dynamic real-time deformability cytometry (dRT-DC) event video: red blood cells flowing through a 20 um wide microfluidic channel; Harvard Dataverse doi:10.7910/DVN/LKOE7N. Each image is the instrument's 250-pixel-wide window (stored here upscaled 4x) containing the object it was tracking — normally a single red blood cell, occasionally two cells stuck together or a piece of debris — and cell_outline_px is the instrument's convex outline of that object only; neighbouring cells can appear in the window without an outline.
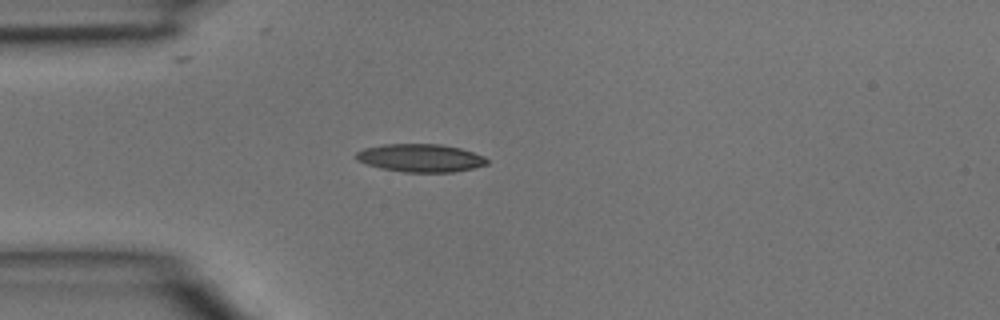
{"species": "common noctule bat (a hibernating species)", "species_latin": "Nyctalus noctula", "temperature_condition": "room temperature", "stored_images_in_passage": 1, "camera_frame_rate_fps": 3000, "um_per_image_px": 0.085, "animal": {"sex": "male", "body_mass_g": 15.6}, "frame": {"image": 1, "passage_image": 1, "time_ms": 0.0, "image_size_px": [1000, 320], "cell_outline_px": [[488, 164], [472, 168], [452, 172], [404, 172], [380, 168], [356, 160], [356, 152], [364, 148], [384, 144], [440, 144], [460, 148], [484, 156], [488, 160]], "centroid_in_image_um": [35.73, 13.42], "position_along_channel_um": 49.3, "area_um2": 21.27}}